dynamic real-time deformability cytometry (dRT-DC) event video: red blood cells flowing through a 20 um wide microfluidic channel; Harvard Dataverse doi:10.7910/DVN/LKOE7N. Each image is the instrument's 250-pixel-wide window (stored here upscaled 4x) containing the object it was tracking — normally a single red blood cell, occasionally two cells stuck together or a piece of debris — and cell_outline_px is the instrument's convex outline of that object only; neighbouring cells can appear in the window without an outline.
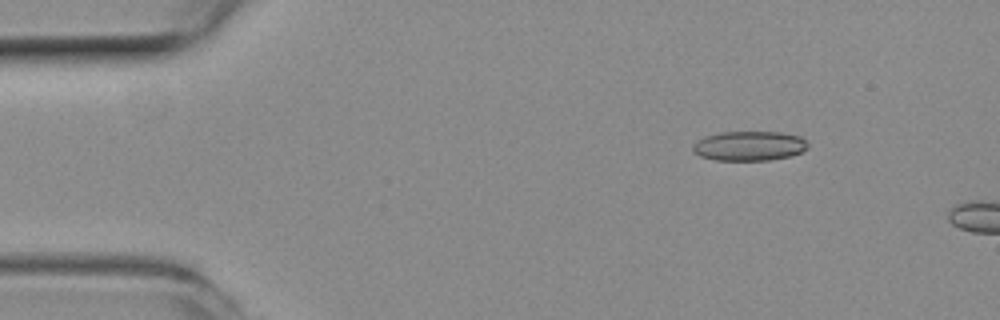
{"species": "common noctule bat (a hibernating species)", "species_latin": "Nyctalus noctula", "temperature_condition": "room temperature", "stored_images_in_passage": 14, "camera_frame_rate_fps": 3000, "um_per_image_px": 0.085, "animal": {"sex": "female", "body_mass_g": 19.3, "forearm_length_mm": 54.1}, "frame": {"image": 1, "passage_image": 7, "time_ms": 2.0, "image_size_px": [1000, 320], "cell_outline_px": [[808, 148], [792, 156], [768, 160], [716, 160], [700, 156], [692, 152], [692, 144], [696, 140], [704, 136], [720, 132], [780, 132], [800, 136], [808, 144]], "centroid_in_image_um": [63.64, 12.4], "position_along_channel_um": 21.4, "area_um2": 20.0}}